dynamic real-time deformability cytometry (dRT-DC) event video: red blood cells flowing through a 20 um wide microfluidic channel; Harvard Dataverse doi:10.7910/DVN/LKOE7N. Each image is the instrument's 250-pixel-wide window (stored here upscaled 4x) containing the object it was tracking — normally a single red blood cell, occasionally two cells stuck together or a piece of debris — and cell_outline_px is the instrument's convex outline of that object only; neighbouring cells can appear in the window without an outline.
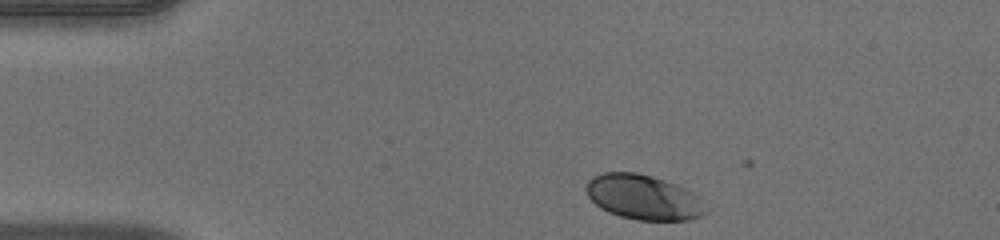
{"species": "human", "species_latin": "Homo sapiens", "temperature_condition": "warm", "stored_images_in_passage": 36, "camera_frame_rate_fps": 3000, "um_per_image_px": 0.085, "donor": {"sex": "male"}, "frame": {"image": 1, "passage_image": 1, "time_ms": 0.0, "image_size_px": [1000, 240], "cell_outline_px": [[708, 212], [700, 216], [688, 220], [636, 220], [620, 216], [600, 208], [588, 196], [584, 188], [588, 180], [592, 176], [604, 172], [636, 172], [652, 176], [676, 184], [692, 192]], "centroid_in_image_um": [54.64, 16.76], "position_along_channel_um": 30.4, "area_um2": 31.1}}
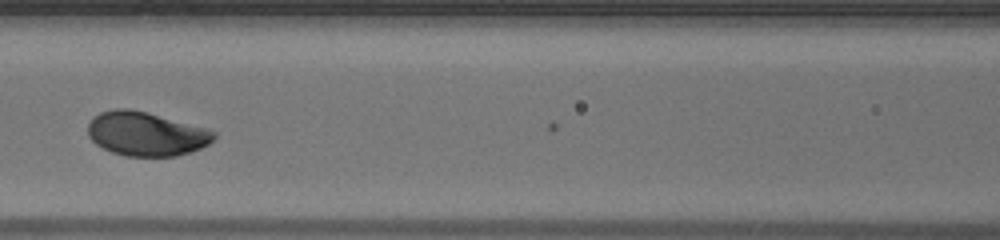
{"frame": {"image": 2, "passage_image": 15, "time_ms": 4.667, "image_size_px": [1000, 240], "cell_outline_px": [[216, 136], [208, 144], [192, 152], [176, 156], [124, 156], [112, 152], [96, 144], [88, 136], [88, 124], [92, 116], [100, 112], [112, 108], [128, 108], [148, 112], [208, 128], [216, 132]], "centroid_in_image_um": [12.41, 11.36], "position_along_channel_um": 154.2, "area_um2": 32.66}}
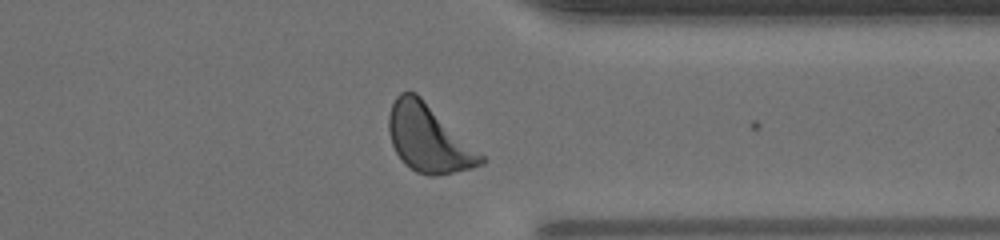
{"frame": {"image": 3, "passage_image": 32, "time_ms": 10.333, "image_size_px": [1000, 240], "cell_outline_px": [[488, 160], [484, 164], [472, 168], [436, 176], [428, 176], [416, 172], [404, 164], [396, 152], [392, 144], [388, 132], [388, 116], [392, 104], [396, 96], [400, 92], [416, 92], [484, 156]], "centroid_in_image_um": [36.41, 11.79], "position_along_channel_um": 375.0, "area_um2": 36.13}, "authors_computed_cell_mechanics": {"area_um2": 32.1946, "velocity_mm_per_s": 3.9532, "shape_relaxation_time_tau1_ms": 1.6172, "shape_relaxation_time_tau2_ms": null, "deformation_change_tau1": 0.1251, "deformation_change_tau2": null}}